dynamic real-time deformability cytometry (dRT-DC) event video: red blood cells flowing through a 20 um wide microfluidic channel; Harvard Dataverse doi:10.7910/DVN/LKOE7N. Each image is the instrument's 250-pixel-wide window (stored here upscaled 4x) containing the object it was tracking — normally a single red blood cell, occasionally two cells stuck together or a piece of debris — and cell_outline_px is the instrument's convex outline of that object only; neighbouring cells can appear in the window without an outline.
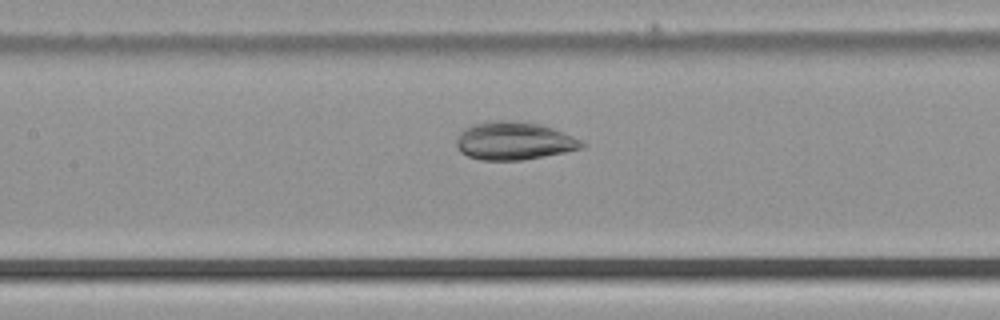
{"species": "common noctule bat (a hibernating species)", "species_latin": "Nyctalus noctula", "temperature_condition": "cold", "stored_images_in_passage": 49, "camera_frame_rate_fps": 3000, "um_per_image_px": 0.085, "animal": {"sex": "male", "body_mass_g": 21.5, "forearm_length_mm": 52.0}, "frame": {"image": 1, "passage_image": 22, "time_ms": 7.0, "image_size_px": [1000, 320], "cell_outline_px": [[588, 144], [584, 148], [524, 160], [480, 160], [468, 156], [460, 152], [456, 144], [456, 136], [460, 128], [468, 124], [492, 120], [512, 120], [540, 124], [552, 128], [584, 140]], "centroid_in_image_um": [43.66, 11.96], "position_along_channel_um": 163.7, "area_um2": 28.44}}
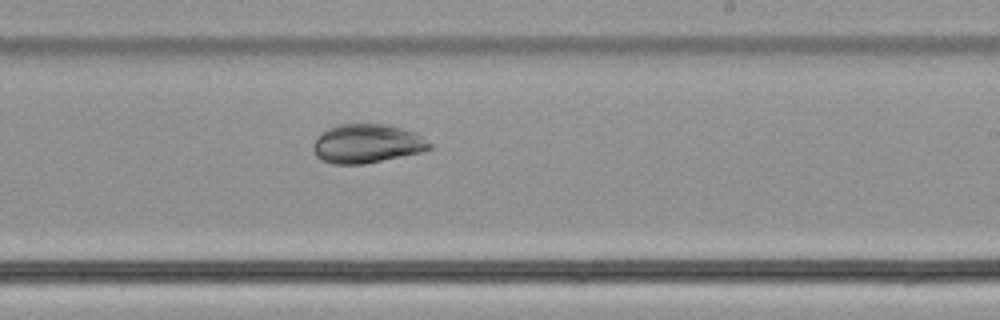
{"frame": {"image": 2, "passage_image": 29, "time_ms": 9.333, "image_size_px": [1000, 320], "cell_outline_px": [[432, 148], [424, 152], [364, 164], [332, 164], [320, 160], [316, 156], [312, 148], [312, 144], [328, 128], [340, 124], [384, 124], [416, 132], [432, 144]], "centroid_in_image_um": [31.22, 12.22], "position_along_channel_um": 257.8, "area_um2": 26.47}}
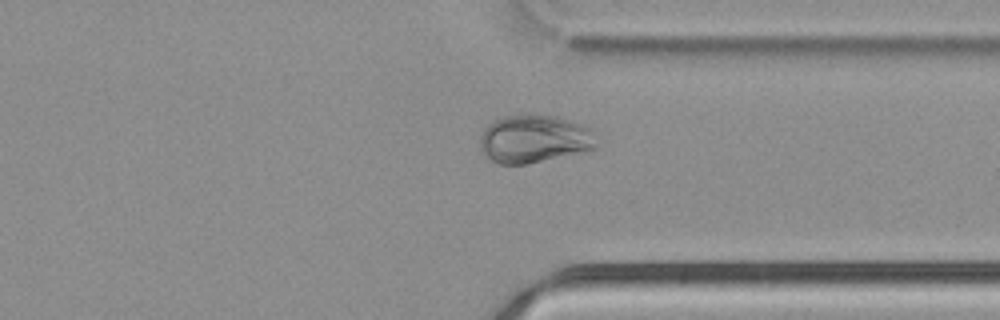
{"frame": {"image": 3, "passage_image": 37, "time_ms": 12.0, "image_size_px": [1000, 320], "cell_outline_px": [[596, 148], [584, 152], [524, 164], [500, 164], [492, 160], [480, 148], [480, 136], [484, 128], [488, 124], [504, 116], [524, 112], [528, 112], [556, 116], [584, 124], [592, 128]], "centroid_in_image_um": [45.42, 11.76], "position_along_channel_um": 366.0, "area_um2": 33.0}}